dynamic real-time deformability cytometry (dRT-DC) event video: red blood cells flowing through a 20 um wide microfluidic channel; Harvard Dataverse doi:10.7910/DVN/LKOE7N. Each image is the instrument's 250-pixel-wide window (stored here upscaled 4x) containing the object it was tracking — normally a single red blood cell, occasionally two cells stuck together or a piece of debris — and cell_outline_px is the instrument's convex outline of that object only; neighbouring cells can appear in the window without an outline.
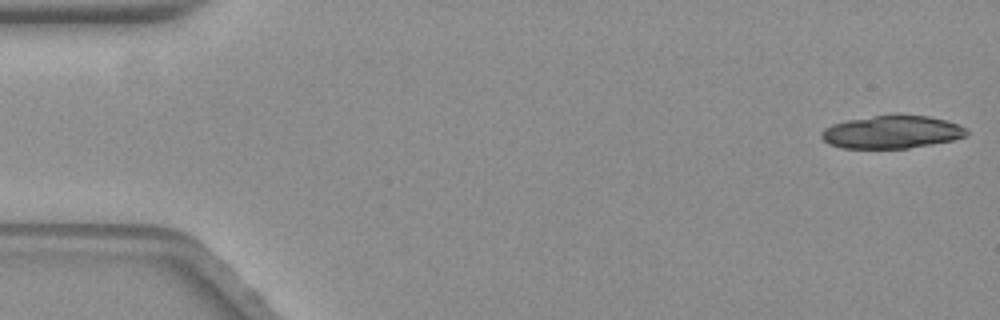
{"species": "common noctule bat (a hibernating species)", "species_latin": "Nyctalus noctula", "temperature_condition": "warm", "stored_images_in_passage": 23, "camera_frame_rate_fps": 3000, "um_per_image_px": 0.085, "animal": {"sex": "female", "body_mass_g": 19.3, "forearm_length_mm": 54.1}, "frame": {"image": 1, "passage_image": 1, "time_ms": 0.0, "image_size_px": [1000, 320], "cell_outline_px": [[968, 132], [964, 136], [952, 140], [932, 144], [908, 148], [840, 148], [828, 144], [820, 136], [820, 132], [824, 128], [832, 124], [848, 120], [872, 116], [928, 116], [944, 120], [968, 128]], "centroid_in_image_um": [75.76, 11.24], "position_along_channel_um": 9.2, "area_um2": 27.46}}